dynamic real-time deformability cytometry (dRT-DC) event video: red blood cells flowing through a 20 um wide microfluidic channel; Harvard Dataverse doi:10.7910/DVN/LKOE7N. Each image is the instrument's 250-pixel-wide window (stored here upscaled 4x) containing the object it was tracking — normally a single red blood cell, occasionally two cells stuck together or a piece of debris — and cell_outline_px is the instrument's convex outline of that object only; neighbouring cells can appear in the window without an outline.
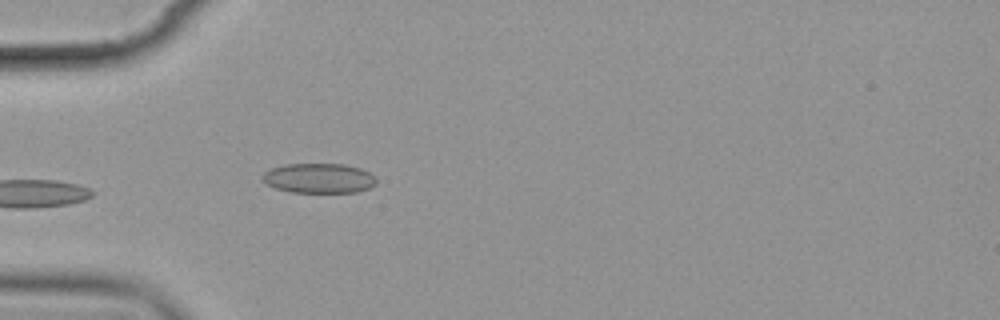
{"species": "common noctule bat (a hibernating species)", "species_latin": "Nyctalus noctula", "temperature_condition": "cold", "stored_images_in_passage": 5, "camera_frame_rate_fps": 3000, "um_per_image_px": 0.085, "animal": {"sex": "female", "body_mass_g": 19.9}, "frame": {"image": 1, "passage_image": 5, "time_ms": 5.667, "image_size_px": [1000, 320], "cell_outline_px": [[376, 184], [368, 188], [356, 192], [292, 192], [276, 188], [268, 184], [260, 176], [264, 172], [272, 168], [284, 164], [344, 164], [360, 168], [376, 176]], "centroid_in_image_um": [27.12, 15.14], "position_along_channel_um": 57.9, "area_um2": 19.71}}